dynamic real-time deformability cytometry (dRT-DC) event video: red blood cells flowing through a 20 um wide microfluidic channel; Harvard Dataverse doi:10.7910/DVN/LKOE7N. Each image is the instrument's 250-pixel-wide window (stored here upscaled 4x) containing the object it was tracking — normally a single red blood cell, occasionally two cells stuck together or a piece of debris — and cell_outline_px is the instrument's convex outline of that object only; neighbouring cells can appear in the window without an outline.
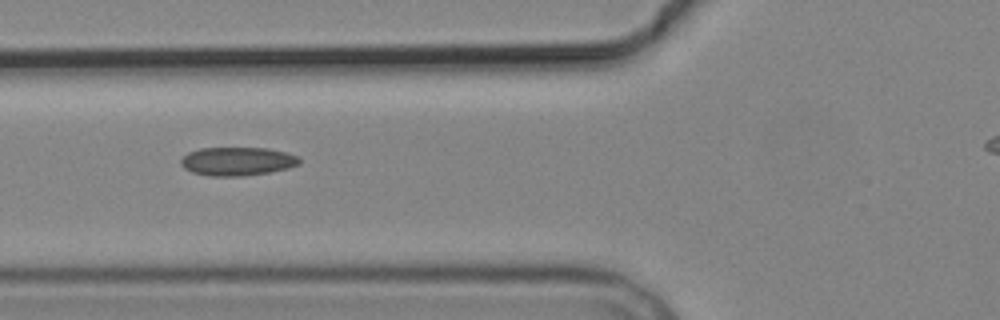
{"species": "common noctule bat (a hibernating species)", "species_latin": "Nyctalus noctula", "temperature_condition": "cold", "stored_images_in_passage": 4, "segment_of_instrument_passage": [1, 2], "camera_frame_rate_fps": 3000, "um_per_image_px": 0.085, "animal": {"sex": "male", "body_mass_g": 19.2, "forearm_length_mm": 51.8}, "frame": {"image": 1, "passage_image": 2, "time_ms": 1.333, "image_size_px": [1000, 320], "cell_outline_px": [[300, 164], [288, 168], [268, 172], [244, 176], [212, 176], [192, 172], [184, 168], [180, 164], [180, 160], [188, 152], [200, 148], [268, 148], [288, 152], [300, 156]], "centroid_in_image_um": [20.2, 13.7], "position_along_channel_um": 105.6, "area_um2": 19.83}}
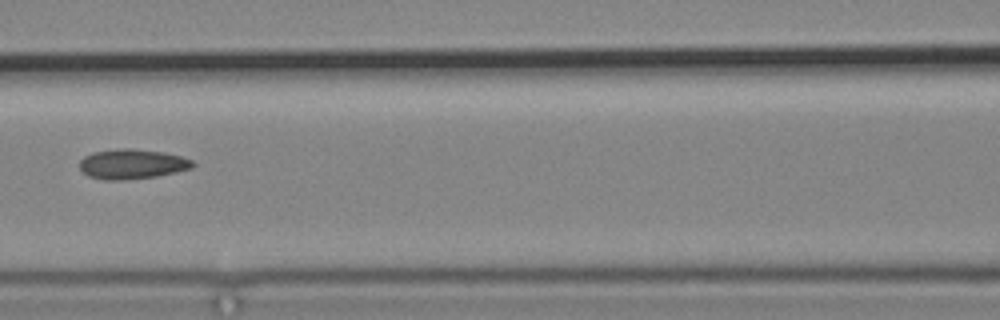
{"frame": {"image": 2, "passage_image": 3, "time_ms": 2.667, "image_size_px": [1000, 320], "cell_outline_px": [[196, 164], [192, 168], [176, 172], [156, 176], [120, 180], [104, 180], [88, 176], [80, 168], [80, 160], [84, 156], [92, 152], [124, 148], [132, 148], [164, 152], [180, 156], [192, 160]], "centroid_in_image_um": [11.23, 13.94], "position_along_channel_um": 155.4, "area_um2": 19.65}}